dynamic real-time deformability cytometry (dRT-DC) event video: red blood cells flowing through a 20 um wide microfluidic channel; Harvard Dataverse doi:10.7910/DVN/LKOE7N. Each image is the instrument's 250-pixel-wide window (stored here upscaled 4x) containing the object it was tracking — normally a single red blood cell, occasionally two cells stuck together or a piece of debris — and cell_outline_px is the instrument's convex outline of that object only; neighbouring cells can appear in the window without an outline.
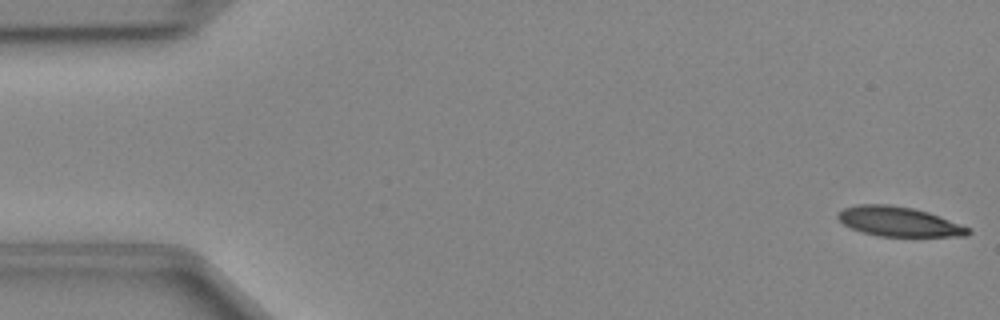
{"species": "Egyptian fruit bat (a non-hibernating species)", "species_latin": "Rousettus aegyptiacus", "temperature_condition": "cold", "stored_images_in_passage": 48, "camera_frame_rate_fps": 3000, "um_per_image_px": 0.085, "animal": {"sex": "female"}, "frame": {"image": 1, "passage_image": 1, "time_ms": 0.0, "image_size_px": [1000, 320], "cell_outline_px": [[972, 232], [968, 236], [876, 236], [860, 232], [844, 224], [836, 216], [844, 208], [856, 204], [888, 204], [912, 208], [928, 212], [972, 228]], "centroid_in_image_um": [76.42, 18.84], "position_along_channel_um": 8.6, "area_um2": 22.54}}
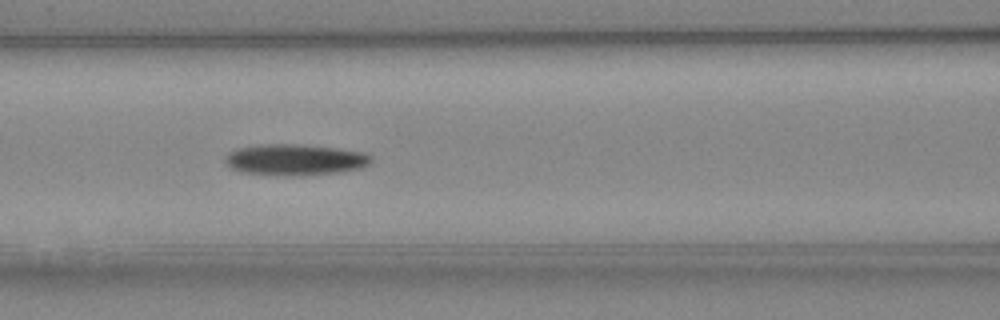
{"frame": {"image": 2, "passage_image": 20, "time_ms": 6.333, "image_size_px": [1000, 320], "cell_outline_px": [[372, 160], [368, 164], [360, 168], [340, 172], [304, 176], [284, 176], [240, 172], [228, 168], [224, 160], [224, 156], [228, 152], [236, 148], [260, 144], [296, 144], [336, 148], [364, 152], [372, 156]], "centroid_in_image_um": [25.01, 13.58], "position_along_channel_um": 141.6, "area_um2": 26.99}}
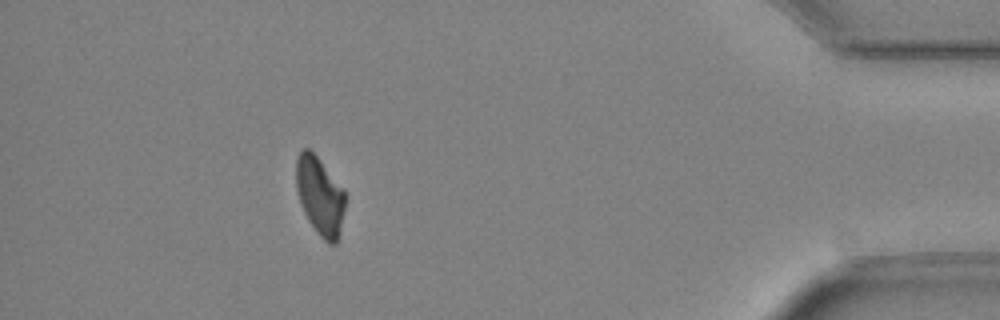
{"frame": {"image": 3, "passage_image": 43, "time_ms": 14.0, "image_size_px": [1000, 320], "cell_outline_px": [[344, 208], [336, 244], [328, 244], [316, 232], [308, 220], [304, 212], [296, 188], [296, 160], [300, 152], [304, 148], [308, 148], [316, 156], [344, 188]], "centroid_in_image_um": [27.18, 16.65], "position_along_channel_um": 408.0, "area_um2": 21.96}}